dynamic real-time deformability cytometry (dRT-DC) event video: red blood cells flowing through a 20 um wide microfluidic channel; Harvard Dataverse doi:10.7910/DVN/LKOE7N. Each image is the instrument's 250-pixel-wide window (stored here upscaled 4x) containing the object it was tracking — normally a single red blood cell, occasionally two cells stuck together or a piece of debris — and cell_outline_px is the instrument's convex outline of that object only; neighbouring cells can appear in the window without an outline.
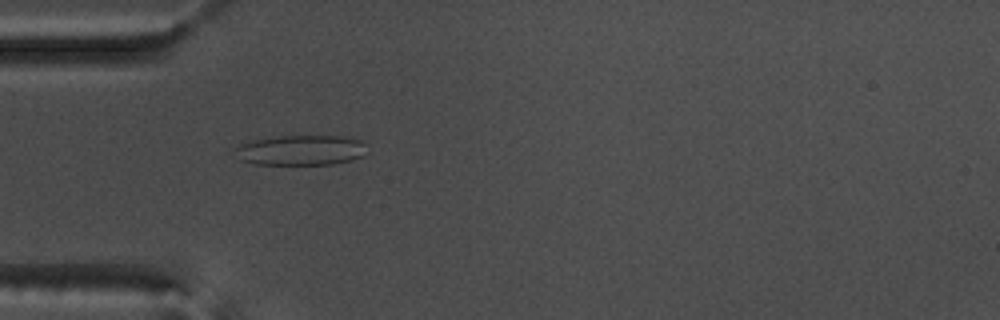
{"species": "common noctule bat (a hibernating species)", "species_latin": "Nyctalus noctula", "temperature_condition": "warm", "stored_images_in_passage": 55, "camera_frame_rate_fps": 3000, "um_per_image_px": 0.085, "animal": {"sex": "male", "body_mass_g": 17.5, "forearm_length_mm": 52.3}, "frame": {"image": 1, "passage_image": 17, "time_ms": 5.333, "image_size_px": [1000, 320], "cell_outline_px": [[368, 144], [364, 156], [352, 160], [332, 164], [252, 164], [240, 160], [236, 148], [240, 144], [252, 140], [280, 136], [344, 136], [360, 140]], "centroid_in_image_um": [25.64, 12.76], "position_along_channel_um": 59.4, "area_um2": 23.24}}
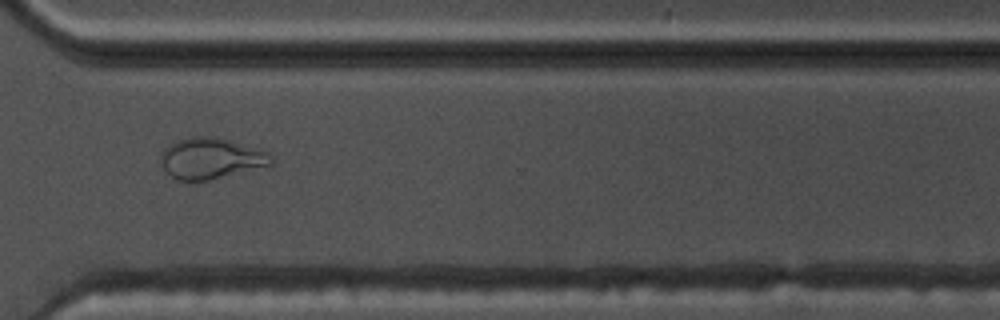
{"frame": {"image": 2, "passage_image": 41, "time_ms": 13.333, "image_size_px": [1000, 320], "cell_outline_px": [[272, 164], [208, 180], [176, 180], [160, 164], [160, 156], [164, 148], [168, 144], [192, 136], [212, 136], [228, 140], [268, 152], [272, 156]], "centroid_in_image_um": [17.87, 13.45], "position_along_channel_um": 352.7, "area_um2": 25.89}}
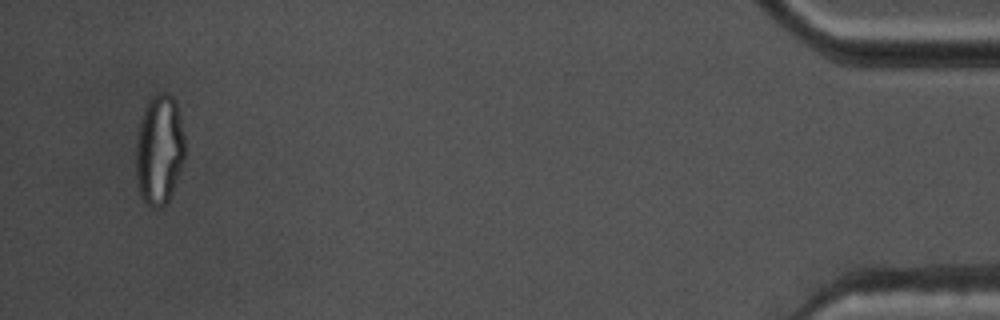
{"frame": {"image": 3, "passage_image": 53, "time_ms": 17.333, "image_size_px": [1000, 320], "cell_outline_px": [[184, 160], [168, 200], [160, 208], [152, 208], [144, 200], [140, 192], [136, 180], [136, 140], [144, 108], [148, 100], [152, 96], [160, 92], [168, 92], [176, 100], [184, 136]], "centroid_in_image_um": [13.53, 12.69], "position_along_channel_um": 421.7, "area_um2": 31.33}, "authors_computed_cell_mechanics": {"area_um2": 25.143, "velocity_mm_per_s": 3.7071, "shape_relaxation_time_tau1_ms": null, "shape_relaxation_time_tau2_ms": 1.1593, "deformation_change_tau1": null, "deformation_change_tau2": 0.0834}}